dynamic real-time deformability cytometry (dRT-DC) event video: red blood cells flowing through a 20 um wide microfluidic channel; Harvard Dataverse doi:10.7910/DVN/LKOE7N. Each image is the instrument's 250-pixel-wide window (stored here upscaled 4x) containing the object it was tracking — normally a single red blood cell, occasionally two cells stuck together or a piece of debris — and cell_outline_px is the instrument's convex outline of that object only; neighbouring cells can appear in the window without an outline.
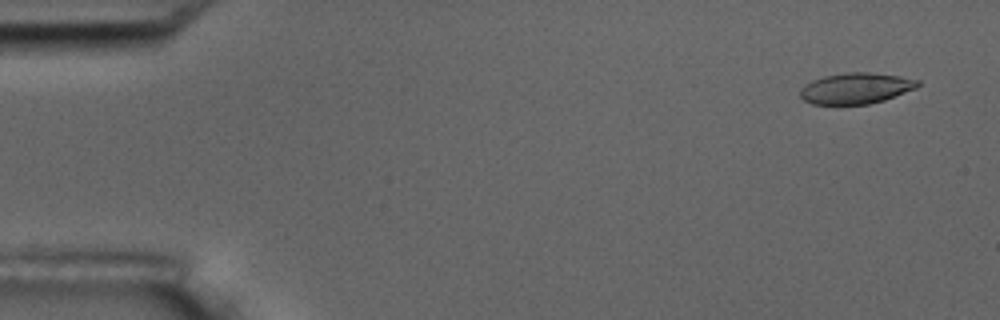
{"species": "common noctule bat (a hibernating species)", "species_latin": "Nyctalus noctula", "temperature_condition": "room temperature", "stored_images_in_passage": 6, "camera_frame_rate_fps": 3000, "um_per_image_px": 0.085, "animal": {"sex": "male", "body_mass_g": 17.5, "forearm_length_mm": 52.3}, "frame": {"image": 1, "passage_image": 1, "time_ms": 0.0, "image_size_px": [1000, 320], "cell_outline_px": [[920, 84], [916, 88], [884, 100], [868, 104], [812, 104], [804, 100], [800, 96], [800, 88], [812, 80], [824, 76], [848, 72], [868, 72], [900, 76], [920, 80]], "centroid_in_image_um": [72.75, 7.5], "position_along_channel_um": 12.3, "area_um2": 21.15}}
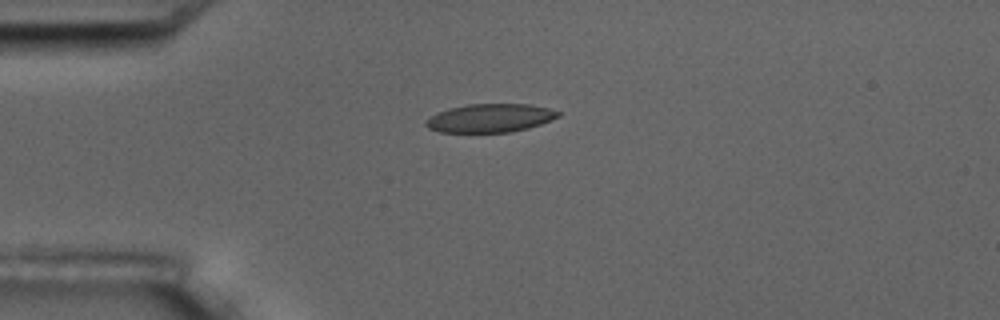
{"frame": {"image": 2, "passage_image": 4, "time_ms": 3.667, "image_size_px": [1000, 320], "cell_outline_px": [[560, 116], [540, 124], [528, 128], [512, 132], [440, 132], [428, 128], [424, 124], [424, 120], [448, 108], [468, 104], [528, 104], [548, 108], [560, 112]], "centroid_in_image_um": [41.65, 10.04], "position_along_channel_um": 43.4, "area_um2": 21.85}}